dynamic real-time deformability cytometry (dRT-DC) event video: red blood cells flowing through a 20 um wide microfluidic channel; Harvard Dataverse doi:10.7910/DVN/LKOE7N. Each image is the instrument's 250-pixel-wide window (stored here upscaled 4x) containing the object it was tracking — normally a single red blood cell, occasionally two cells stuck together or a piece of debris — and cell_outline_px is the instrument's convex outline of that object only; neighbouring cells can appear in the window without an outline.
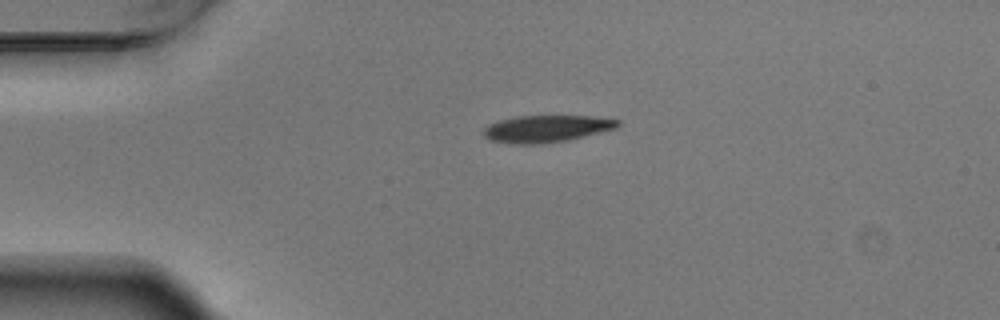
{"species": "Egyptian fruit bat (a non-hibernating species)", "species_latin": "Rousettus aegyptiacus", "temperature_condition": "warm", "stored_images_in_passage": 2, "camera_frame_rate_fps": 3000, "um_per_image_px": 0.085, "animal": {"sex": "male"}, "frame": {"image": 1, "passage_image": 1, "time_ms": 0.0, "image_size_px": [1000, 320], "cell_outline_px": [[620, 124], [616, 128], [568, 140], [540, 144], [516, 144], [488, 140], [480, 132], [488, 124], [500, 120], [516, 116], [592, 116], [620, 120]], "centroid_in_image_um": [46.4, 10.94], "position_along_channel_um": 38.6, "area_um2": 21.21}}